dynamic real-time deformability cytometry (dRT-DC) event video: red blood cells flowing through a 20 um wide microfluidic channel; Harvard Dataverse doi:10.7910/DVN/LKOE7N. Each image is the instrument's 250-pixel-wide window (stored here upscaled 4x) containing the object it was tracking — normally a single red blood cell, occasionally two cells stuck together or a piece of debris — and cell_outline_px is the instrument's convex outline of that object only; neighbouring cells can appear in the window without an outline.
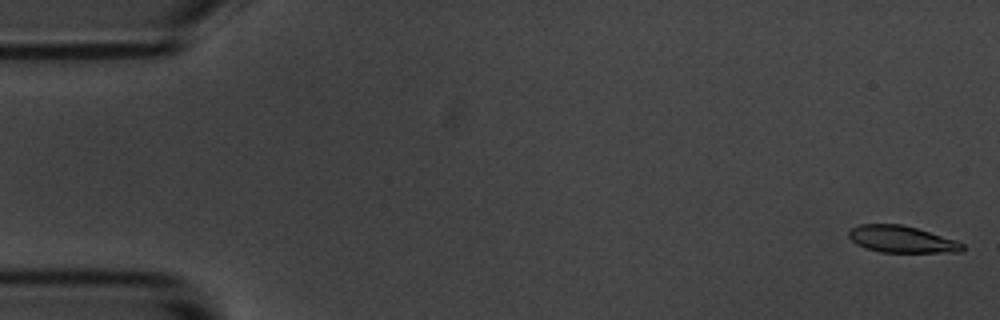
{"species": "common noctule bat (a hibernating species)", "species_latin": "Nyctalus noctula", "temperature_condition": "room temperature", "stored_images_in_passage": 5, "camera_frame_rate_fps": 3000, "um_per_image_px": 0.085, "animal": {"sex": "male", "body_mass_g": 20.1, "forearm_length_mm": 53.5}, "frame": {"image": 1, "passage_image": 1, "time_ms": 0.0, "image_size_px": [1000, 320], "cell_outline_px": [[964, 248], [960, 252], [880, 252], [864, 248], [856, 244], [848, 236], [848, 232], [852, 228], [860, 224], [900, 224], [916, 228], [956, 240], [964, 244]], "centroid_in_image_um": [76.62, 20.34], "position_along_channel_um": 8.4, "area_um2": 17.69}}
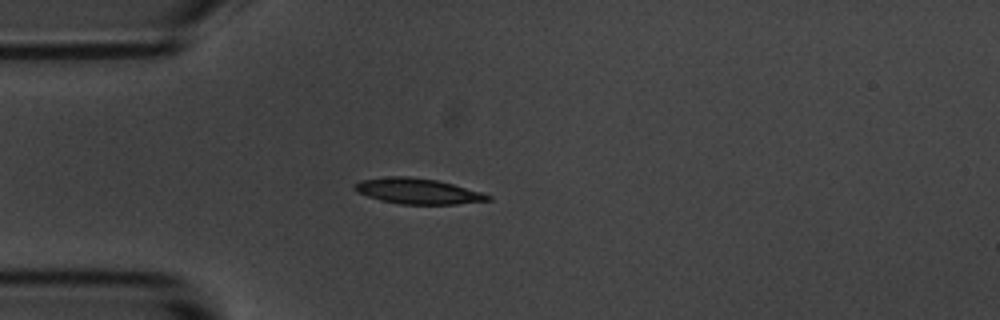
{"frame": {"image": 2, "passage_image": 5, "time_ms": 4.667, "image_size_px": [1000, 320], "cell_outline_px": [[492, 200], [456, 204], [400, 204], [380, 200], [356, 192], [352, 188], [360, 180], [388, 176], [408, 176], [436, 180], [452, 184], [480, 192], [492, 196]], "centroid_in_image_um": [35.48, 16.25], "position_along_channel_um": 49.5, "area_um2": 19.77}}